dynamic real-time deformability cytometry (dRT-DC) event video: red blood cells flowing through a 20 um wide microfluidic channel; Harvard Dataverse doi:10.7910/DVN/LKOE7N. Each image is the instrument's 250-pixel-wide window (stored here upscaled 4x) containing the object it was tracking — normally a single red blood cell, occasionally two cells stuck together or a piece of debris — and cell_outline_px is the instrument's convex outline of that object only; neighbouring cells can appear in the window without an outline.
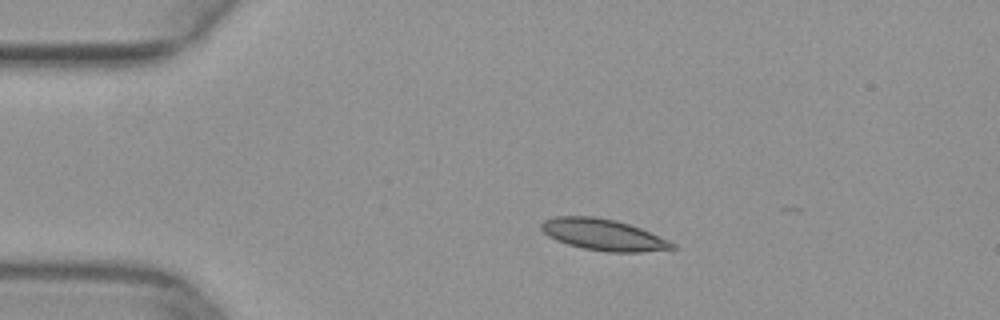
{"species": "common noctule bat (a hibernating species)", "species_latin": "Nyctalus noctula", "temperature_condition": "warm", "stored_images_in_passage": 32, "camera_frame_rate_fps": 3000, "um_per_image_px": 0.085, "animal": {"sex": "female", "body_mass_g": 29.2, "forearm_length_mm": 56.3}, "frame": {"image": 1, "passage_image": 1, "time_ms": 0.0, "image_size_px": [1000, 320], "cell_outline_px": [[676, 248], [640, 252], [604, 252], [584, 248], [568, 244], [556, 240], [548, 236], [540, 228], [540, 224], [544, 220], [556, 216], [596, 216], [616, 220], [640, 228], [668, 240], [676, 244]], "centroid_in_image_um": [51.25, 19.94], "position_along_channel_um": 33.7, "area_um2": 23.87}}
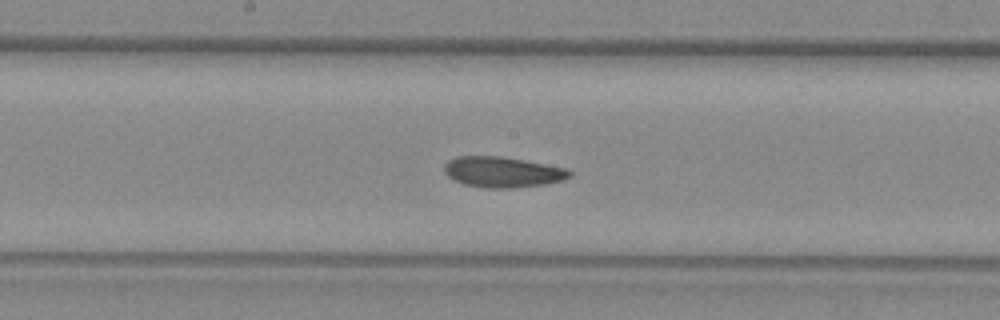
{"frame": {"image": 2, "passage_image": 17, "time_ms": 5.333, "image_size_px": [1000, 320], "cell_outline_px": [[572, 176], [564, 180], [544, 184], [512, 188], [484, 188], [464, 184], [448, 176], [444, 172], [444, 164], [448, 160], [456, 156], [500, 156], [524, 160], [568, 168], [572, 172]], "centroid_in_image_um": [42.73, 14.62], "position_along_channel_um": 205.5, "area_um2": 22.48}}
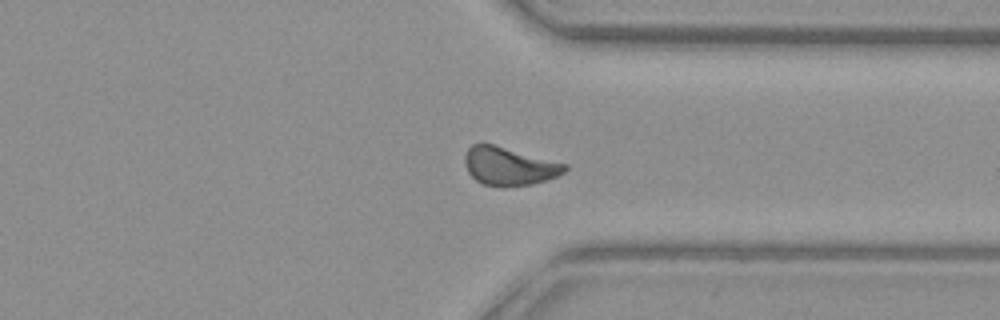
{"frame": {"image": 3, "passage_image": 29, "time_ms": 9.333, "image_size_px": [1000, 320], "cell_outline_px": [[568, 168], [564, 172], [548, 180], [532, 184], [504, 188], [484, 184], [476, 180], [468, 172], [464, 164], [464, 156], [468, 148], [472, 144], [492, 144], [568, 164]], "centroid_in_image_um": [43.27, 14.14], "position_along_channel_um": 368.1, "area_um2": 22.37}}